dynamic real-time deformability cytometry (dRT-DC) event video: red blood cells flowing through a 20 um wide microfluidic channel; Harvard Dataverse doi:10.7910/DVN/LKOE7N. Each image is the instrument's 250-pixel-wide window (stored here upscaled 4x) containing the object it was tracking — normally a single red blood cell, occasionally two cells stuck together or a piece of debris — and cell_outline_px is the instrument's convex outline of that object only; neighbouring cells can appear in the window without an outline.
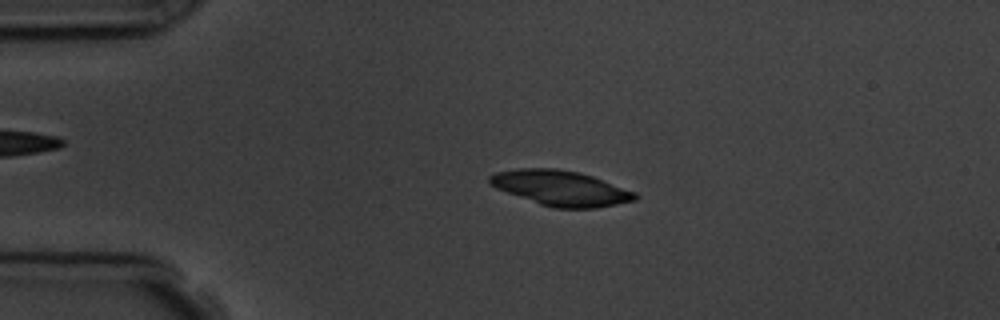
{"species": "common noctule bat (a hibernating species)", "species_latin": "Nyctalus noctula", "temperature_condition": "room temperature", "stored_images_in_passage": 4, "camera_frame_rate_fps": 3000, "um_per_image_px": 0.085, "animal": {"sex": "male", "body_mass_g": 19.5, "forearm_length_mm": 54.6}, "frame": {"image": 1, "passage_image": 3, "time_ms": 2.333, "image_size_px": [1000, 320], "cell_outline_px": [[640, 196], [636, 200], [596, 208], [556, 208], [540, 204], [496, 188], [488, 184], [488, 176], [496, 172], [520, 168], [556, 168], [580, 172], [592, 176], [636, 192]], "centroid_in_image_um": [47.66, 15.98], "position_along_channel_um": 37.3, "area_um2": 29.77}}